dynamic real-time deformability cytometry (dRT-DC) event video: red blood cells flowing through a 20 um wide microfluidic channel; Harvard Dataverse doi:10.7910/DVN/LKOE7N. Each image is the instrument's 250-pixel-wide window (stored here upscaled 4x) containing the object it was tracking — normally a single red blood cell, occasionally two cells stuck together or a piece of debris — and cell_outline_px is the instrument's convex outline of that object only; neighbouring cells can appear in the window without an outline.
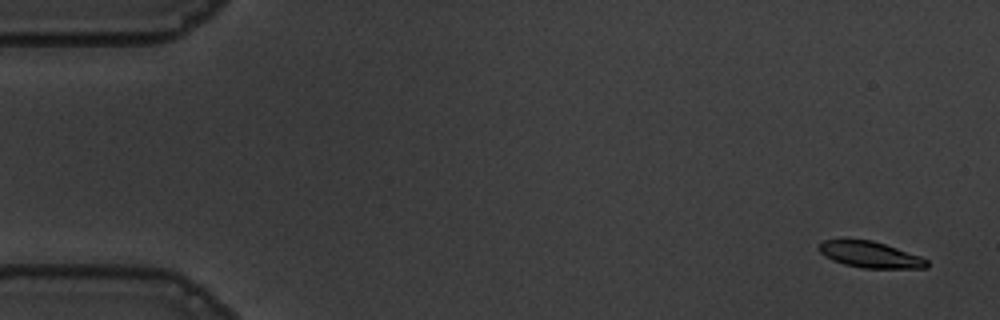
{"species": "common noctule bat (a hibernating species)", "species_latin": "Nyctalus noctula", "temperature_condition": "warm", "stored_images_in_passage": 54, "camera_frame_rate_fps": 3000, "um_per_image_px": 0.085, "animal": {"sex": "male", "body_mass_g": 19.5, "forearm_length_mm": 54.6}, "frame": {"image": 1, "passage_image": 1, "time_ms": 0.0, "image_size_px": [1000, 320], "cell_outline_px": [[928, 268], [864, 268], [844, 264], [832, 260], [824, 256], [820, 252], [820, 244], [824, 240], [872, 240], [920, 256], [928, 260]], "centroid_in_image_um": [73.98, 21.66], "position_along_channel_um": 11.0, "area_um2": 16.18}}
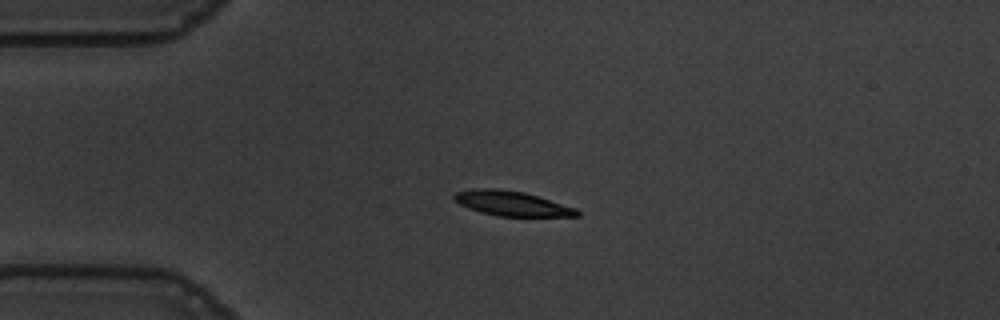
{"frame": {"image": 2, "passage_image": 12, "time_ms": 3.667, "image_size_px": [1000, 320], "cell_outline_px": [[580, 216], [496, 216], [480, 212], [468, 208], [452, 200], [452, 196], [456, 192], [472, 188], [496, 188], [524, 192], [576, 208], [580, 212]], "centroid_in_image_um": [43.45, 17.29], "position_along_channel_um": 41.6, "area_um2": 17.8}}
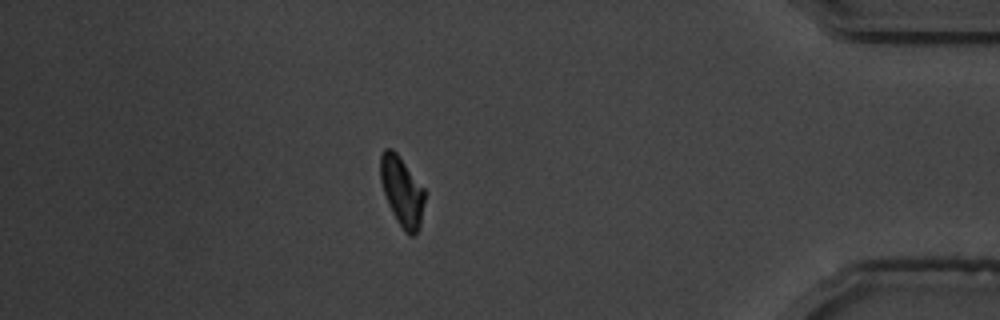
{"frame": {"image": 3, "passage_image": 47, "time_ms": 15.333, "image_size_px": [1000, 320], "cell_outline_px": [[424, 200], [420, 228], [412, 236], [408, 236], [404, 232], [396, 220], [388, 204], [380, 180], [380, 156], [384, 148], [392, 148], [396, 152], [424, 188]], "centroid_in_image_um": [34.15, 16.28], "position_along_channel_um": 401.0, "area_um2": 17.92}, "authors_computed_cell_mechanics": {"area_um2": 18.0625, "velocity_mm_per_s": 3.6355, "shape_relaxation_time_tau1_ms": 2.1823, "shape_relaxation_time_tau2_ms": 5.3739, "deformation_change_tau1": 0.1145, "deformation_change_tau2": 0.1029}}